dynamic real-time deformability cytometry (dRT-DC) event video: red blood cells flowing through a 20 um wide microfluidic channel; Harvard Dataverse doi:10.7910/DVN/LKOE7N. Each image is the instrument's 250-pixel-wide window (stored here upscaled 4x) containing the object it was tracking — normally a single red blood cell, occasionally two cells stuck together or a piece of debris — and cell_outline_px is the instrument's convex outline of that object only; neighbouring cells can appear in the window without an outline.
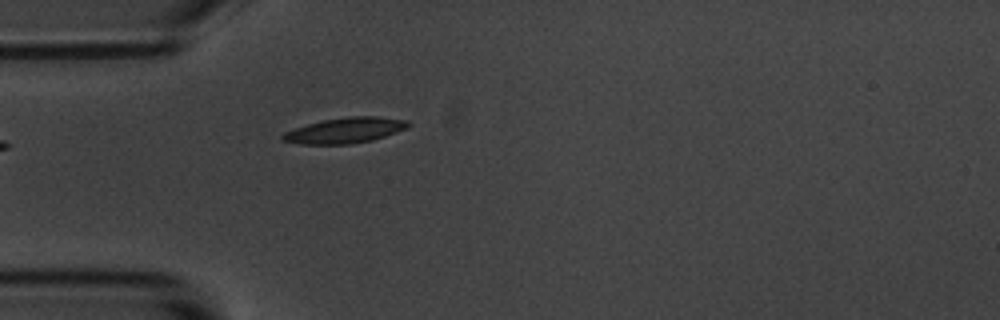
{"species": "common noctule bat (a hibernating species)", "species_latin": "Nyctalus noctula", "temperature_condition": "room temperature", "stored_images_in_passage": 2, "camera_frame_rate_fps": 3000, "um_per_image_px": 0.085, "animal": {"sex": "male", "body_mass_g": 20.1, "forearm_length_mm": 53.5}, "frame": {"image": 1, "passage_image": 2, "time_ms": 1.0, "image_size_px": [1000, 320], "cell_outline_px": [[412, 124], [408, 128], [372, 140], [348, 144], [300, 144], [280, 140], [280, 136], [284, 132], [308, 124], [324, 120], [348, 116], [376, 116], [408, 120]], "centroid_in_image_um": [29.34, 11.08], "position_along_channel_um": 55.7, "area_um2": 18.67}}